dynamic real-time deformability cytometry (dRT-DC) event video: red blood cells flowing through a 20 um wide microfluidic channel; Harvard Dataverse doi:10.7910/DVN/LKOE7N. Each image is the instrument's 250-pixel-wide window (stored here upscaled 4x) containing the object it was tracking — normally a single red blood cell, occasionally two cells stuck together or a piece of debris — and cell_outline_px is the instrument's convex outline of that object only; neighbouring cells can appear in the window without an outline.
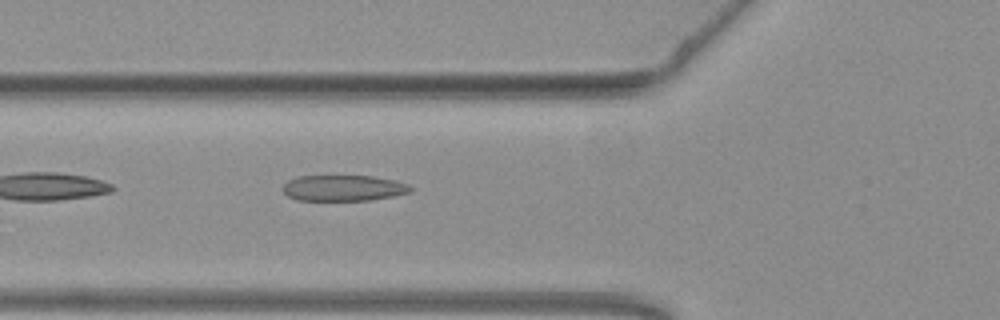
{"species": "common noctule bat (a hibernating species)", "species_latin": "Nyctalus noctula", "temperature_condition": "warm", "stored_images_in_passage": 37, "camera_frame_rate_fps": 3000, "um_per_image_px": 0.085, "animal": {"sex": "female", "body_mass_g": 19.3, "forearm_length_mm": 54.1}, "frame": {"image": 1, "passage_image": 3, "time_ms": 0.667, "image_size_px": [1000, 320], "cell_outline_px": [[412, 188], [408, 192], [392, 196], [368, 200], [296, 200], [288, 196], [284, 192], [284, 184], [288, 180], [300, 176], [372, 176], [396, 180], [408, 184]], "centroid_in_image_um": [29.18, 15.98], "position_along_channel_um": 96.6, "area_um2": 19.07}}
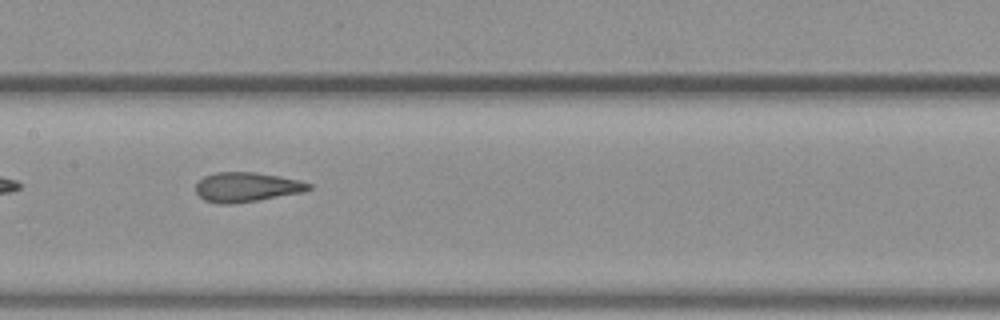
{"frame": {"image": 2, "passage_image": 10, "time_ms": 3.0, "image_size_px": [1000, 320], "cell_outline_px": [[312, 188], [304, 192], [236, 204], [216, 204], [204, 200], [196, 192], [196, 184], [204, 176], [216, 172], [252, 172], [280, 176], [300, 180], [312, 184]], "centroid_in_image_um": [20.97, 15.91], "position_along_channel_um": 186.4, "area_um2": 19.65}}
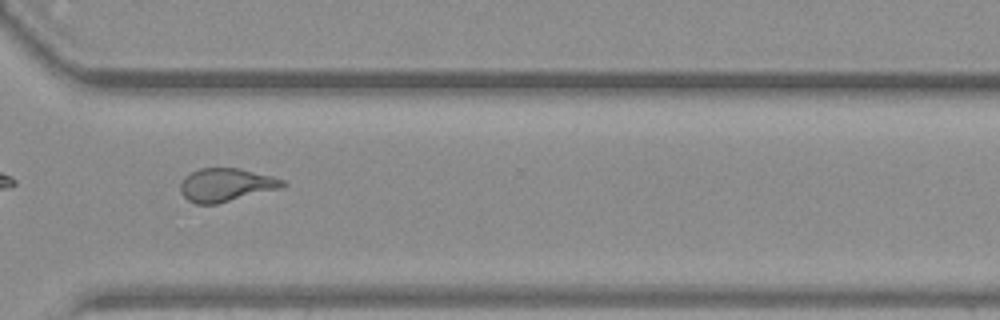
{"frame": {"image": 3, "passage_image": 23, "time_ms": 7.333, "image_size_px": [1000, 320], "cell_outline_px": [[288, 184], [280, 188], [216, 204], [196, 204], [188, 200], [180, 192], [180, 184], [184, 176], [200, 168], [240, 168], [272, 176], [284, 180]], "centroid_in_image_um": [19.2, 15.71], "position_along_channel_um": 351.4, "area_um2": 19.77}, "authors_computed_cell_mechanics": {"area_um2": 19.8254, "velocity_mm_per_s": 3.8126, "shape_relaxation_time_tau1_ms": 4.1217, "shape_relaxation_time_tau2_ms": 1.1661, "deformation_change_tau1": 0.1672, "deformation_change_tau2": 0.0994}}